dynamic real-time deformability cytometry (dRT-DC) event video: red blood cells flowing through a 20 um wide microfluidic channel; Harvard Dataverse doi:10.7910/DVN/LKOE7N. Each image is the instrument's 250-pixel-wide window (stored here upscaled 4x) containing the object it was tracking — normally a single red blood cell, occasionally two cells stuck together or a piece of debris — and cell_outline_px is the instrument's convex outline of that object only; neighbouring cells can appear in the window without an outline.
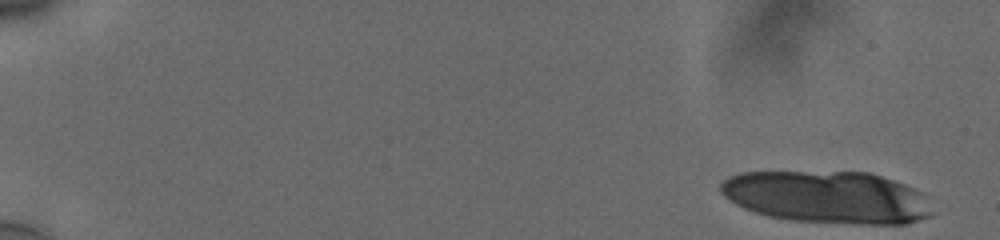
{"species": "human", "species_latin": "Homo sapiens", "temperature_condition": "cold", "stored_images_in_passage": 17, "camera_frame_rate_fps": 3000, "um_per_image_px": 0.085, "donor": {"sex": "male"}, "frame": {"image": 1, "passage_image": 1, "time_ms": 0.0, "image_size_px": [1000, 240], "cell_outline_px": [[928, 216], [908, 224], [856, 224], [792, 220], [768, 216], [744, 208], [736, 204], [724, 196], [720, 192], [720, 184], [728, 176], [740, 172], [868, 172], [916, 188], [920, 192], [928, 212]], "centroid_in_image_um": [70.23, 16.75], "position_along_channel_um": 14.8, "area_um2": 63.87}}